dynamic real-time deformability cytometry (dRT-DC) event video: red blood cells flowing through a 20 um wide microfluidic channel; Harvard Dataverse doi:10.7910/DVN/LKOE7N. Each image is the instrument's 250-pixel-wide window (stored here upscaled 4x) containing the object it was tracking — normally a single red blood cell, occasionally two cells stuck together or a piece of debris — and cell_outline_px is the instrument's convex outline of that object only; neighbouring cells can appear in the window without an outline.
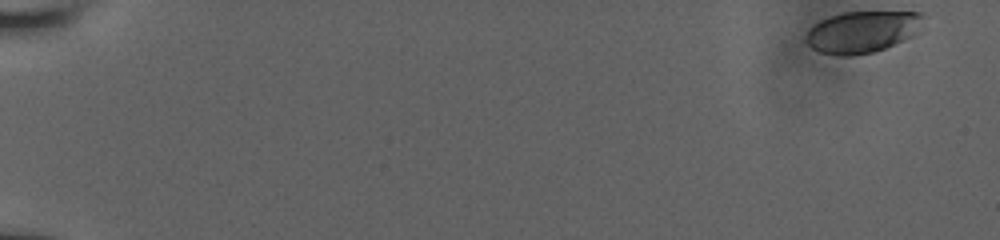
{"species": "human", "species_latin": "Homo sapiens", "temperature_condition": "room temperature", "stored_images_in_passage": 9, "camera_frame_rate_fps": 3000, "um_per_image_px": 0.085, "donor": {"sex": "male"}, "frame": {"image": 1, "passage_image": 1, "time_ms": 0.0, "image_size_px": [1000, 240], "cell_outline_px": [[924, 16], [912, 36], [884, 48], [872, 52], [852, 56], [840, 56], [820, 52], [812, 48], [804, 40], [804, 36], [808, 28], [812, 24], [820, 20], [844, 12], [924, 12]], "centroid_in_image_um": [73.21, 2.71], "position_along_channel_um": 11.8, "area_um2": 28.32}}
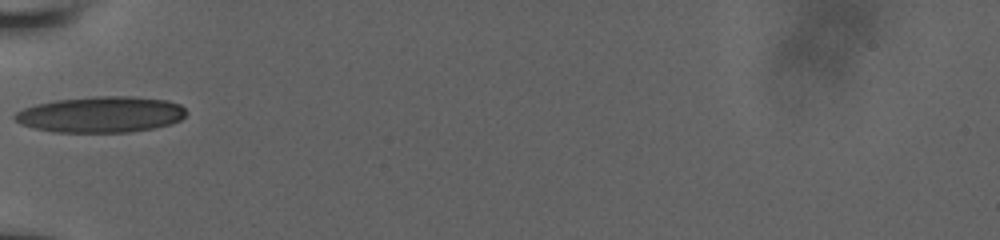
{"frame": {"image": 2, "passage_image": 8, "time_ms": 6.667, "image_size_px": [1000, 240], "cell_outline_px": [[188, 112], [180, 120], [168, 124], [152, 128], [128, 132], [56, 132], [36, 128], [20, 124], [12, 116], [16, 112], [24, 108], [36, 104], [56, 100], [92, 96], [136, 96], [168, 100], [180, 104]], "centroid_in_image_um": [8.59, 9.71], "position_along_channel_um": 76.4, "area_um2": 36.01}}
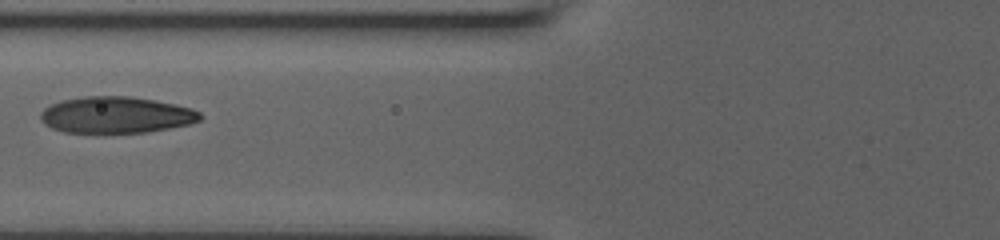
{"frame": {"image": 3, "passage_image": 9, "time_ms": 7.667, "image_size_px": [1000, 240], "cell_outline_px": [[200, 120], [188, 124], [168, 128], [144, 132], [96, 136], [64, 132], [52, 128], [44, 124], [40, 120], [40, 112], [44, 108], [60, 100], [84, 96], [128, 96], [176, 104], [192, 108], [200, 112]], "centroid_in_image_um": [9.78, 9.81], "position_along_channel_um": 116.0, "area_um2": 34.85}}